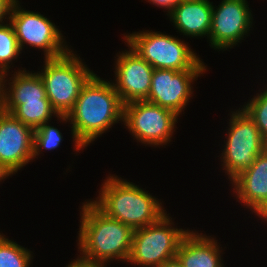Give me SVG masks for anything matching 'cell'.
<instances>
[{
    "label": "cell",
    "instance_id": "cell-10",
    "mask_svg": "<svg viewBox=\"0 0 267 267\" xmlns=\"http://www.w3.org/2000/svg\"><path fill=\"white\" fill-rule=\"evenodd\" d=\"M252 24L253 14L247 0H222L218 7L212 5L210 47L219 51L234 48L245 40Z\"/></svg>",
    "mask_w": 267,
    "mask_h": 267
},
{
    "label": "cell",
    "instance_id": "cell-13",
    "mask_svg": "<svg viewBox=\"0 0 267 267\" xmlns=\"http://www.w3.org/2000/svg\"><path fill=\"white\" fill-rule=\"evenodd\" d=\"M116 54L115 79L112 81L123 105L146 100L154 68L129 46Z\"/></svg>",
    "mask_w": 267,
    "mask_h": 267
},
{
    "label": "cell",
    "instance_id": "cell-21",
    "mask_svg": "<svg viewBox=\"0 0 267 267\" xmlns=\"http://www.w3.org/2000/svg\"><path fill=\"white\" fill-rule=\"evenodd\" d=\"M263 91V92H262ZM249 99L242 109L258 127L261 136L267 142V87Z\"/></svg>",
    "mask_w": 267,
    "mask_h": 267
},
{
    "label": "cell",
    "instance_id": "cell-6",
    "mask_svg": "<svg viewBox=\"0 0 267 267\" xmlns=\"http://www.w3.org/2000/svg\"><path fill=\"white\" fill-rule=\"evenodd\" d=\"M226 140L222 145L221 166L225 175L232 181L242 171L249 168L256 157L267 148L258 127L240 107L230 112Z\"/></svg>",
    "mask_w": 267,
    "mask_h": 267
},
{
    "label": "cell",
    "instance_id": "cell-16",
    "mask_svg": "<svg viewBox=\"0 0 267 267\" xmlns=\"http://www.w3.org/2000/svg\"><path fill=\"white\" fill-rule=\"evenodd\" d=\"M212 5L210 0L182 1L168 15L170 22L173 23L180 35L209 38Z\"/></svg>",
    "mask_w": 267,
    "mask_h": 267
},
{
    "label": "cell",
    "instance_id": "cell-18",
    "mask_svg": "<svg viewBox=\"0 0 267 267\" xmlns=\"http://www.w3.org/2000/svg\"><path fill=\"white\" fill-rule=\"evenodd\" d=\"M3 111L12 114L16 119L33 129L46 122H51L52 116L55 118L59 116L49 99L4 101Z\"/></svg>",
    "mask_w": 267,
    "mask_h": 267
},
{
    "label": "cell",
    "instance_id": "cell-14",
    "mask_svg": "<svg viewBox=\"0 0 267 267\" xmlns=\"http://www.w3.org/2000/svg\"><path fill=\"white\" fill-rule=\"evenodd\" d=\"M230 184L233 187V195L235 194L241 206L245 205L248 211L250 209L267 223V148Z\"/></svg>",
    "mask_w": 267,
    "mask_h": 267
},
{
    "label": "cell",
    "instance_id": "cell-27",
    "mask_svg": "<svg viewBox=\"0 0 267 267\" xmlns=\"http://www.w3.org/2000/svg\"><path fill=\"white\" fill-rule=\"evenodd\" d=\"M6 73L0 71V97H4Z\"/></svg>",
    "mask_w": 267,
    "mask_h": 267
},
{
    "label": "cell",
    "instance_id": "cell-12",
    "mask_svg": "<svg viewBox=\"0 0 267 267\" xmlns=\"http://www.w3.org/2000/svg\"><path fill=\"white\" fill-rule=\"evenodd\" d=\"M34 129L0 111V169L9 177L33 161Z\"/></svg>",
    "mask_w": 267,
    "mask_h": 267
},
{
    "label": "cell",
    "instance_id": "cell-11",
    "mask_svg": "<svg viewBox=\"0 0 267 267\" xmlns=\"http://www.w3.org/2000/svg\"><path fill=\"white\" fill-rule=\"evenodd\" d=\"M207 70L154 69L151 89L145 101L171 110L178 116L193 97V82ZM197 78V79H196Z\"/></svg>",
    "mask_w": 267,
    "mask_h": 267
},
{
    "label": "cell",
    "instance_id": "cell-25",
    "mask_svg": "<svg viewBox=\"0 0 267 267\" xmlns=\"http://www.w3.org/2000/svg\"><path fill=\"white\" fill-rule=\"evenodd\" d=\"M66 267H105V266L100 265V264L84 263L76 258V259H73V261H71L68 265H66Z\"/></svg>",
    "mask_w": 267,
    "mask_h": 267
},
{
    "label": "cell",
    "instance_id": "cell-24",
    "mask_svg": "<svg viewBox=\"0 0 267 267\" xmlns=\"http://www.w3.org/2000/svg\"><path fill=\"white\" fill-rule=\"evenodd\" d=\"M15 0H0V24L9 21L11 7Z\"/></svg>",
    "mask_w": 267,
    "mask_h": 267
},
{
    "label": "cell",
    "instance_id": "cell-28",
    "mask_svg": "<svg viewBox=\"0 0 267 267\" xmlns=\"http://www.w3.org/2000/svg\"><path fill=\"white\" fill-rule=\"evenodd\" d=\"M8 178V176L0 169V183L2 182V180H6Z\"/></svg>",
    "mask_w": 267,
    "mask_h": 267
},
{
    "label": "cell",
    "instance_id": "cell-1",
    "mask_svg": "<svg viewBox=\"0 0 267 267\" xmlns=\"http://www.w3.org/2000/svg\"><path fill=\"white\" fill-rule=\"evenodd\" d=\"M57 120L70 123L73 149L78 153L115 123L123 122V104L113 83L94 74L82 87L73 109Z\"/></svg>",
    "mask_w": 267,
    "mask_h": 267
},
{
    "label": "cell",
    "instance_id": "cell-26",
    "mask_svg": "<svg viewBox=\"0 0 267 267\" xmlns=\"http://www.w3.org/2000/svg\"><path fill=\"white\" fill-rule=\"evenodd\" d=\"M160 267H183L177 257L166 260Z\"/></svg>",
    "mask_w": 267,
    "mask_h": 267
},
{
    "label": "cell",
    "instance_id": "cell-7",
    "mask_svg": "<svg viewBox=\"0 0 267 267\" xmlns=\"http://www.w3.org/2000/svg\"><path fill=\"white\" fill-rule=\"evenodd\" d=\"M169 214L157 222L134 230L127 263L138 267H160L176 257L180 242L190 229L174 227Z\"/></svg>",
    "mask_w": 267,
    "mask_h": 267
},
{
    "label": "cell",
    "instance_id": "cell-23",
    "mask_svg": "<svg viewBox=\"0 0 267 267\" xmlns=\"http://www.w3.org/2000/svg\"><path fill=\"white\" fill-rule=\"evenodd\" d=\"M149 3L155 5L159 8H164L167 10V16L172 12V10L179 5L182 1L181 0H147Z\"/></svg>",
    "mask_w": 267,
    "mask_h": 267
},
{
    "label": "cell",
    "instance_id": "cell-22",
    "mask_svg": "<svg viewBox=\"0 0 267 267\" xmlns=\"http://www.w3.org/2000/svg\"><path fill=\"white\" fill-rule=\"evenodd\" d=\"M62 139L61 131L51 124L49 125V122L34 129L33 160L39 157L43 149L51 151L58 148Z\"/></svg>",
    "mask_w": 267,
    "mask_h": 267
},
{
    "label": "cell",
    "instance_id": "cell-5",
    "mask_svg": "<svg viewBox=\"0 0 267 267\" xmlns=\"http://www.w3.org/2000/svg\"><path fill=\"white\" fill-rule=\"evenodd\" d=\"M123 39L127 46L154 69L207 70V65L199 55L178 36L143 30L124 34Z\"/></svg>",
    "mask_w": 267,
    "mask_h": 267
},
{
    "label": "cell",
    "instance_id": "cell-30",
    "mask_svg": "<svg viewBox=\"0 0 267 267\" xmlns=\"http://www.w3.org/2000/svg\"><path fill=\"white\" fill-rule=\"evenodd\" d=\"M181 1H188V2H190V1H196V0H181Z\"/></svg>",
    "mask_w": 267,
    "mask_h": 267
},
{
    "label": "cell",
    "instance_id": "cell-29",
    "mask_svg": "<svg viewBox=\"0 0 267 267\" xmlns=\"http://www.w3.org/2000/svg\"><path fill=\"white\" fill-rule=\"evenodd\" d=\"M3 106H4V97H0V111L3 110Z\"/></svg>",
    "mask_w": 267,
    "mask_h": 267
},
{
    "label": "cell",
    "instance_id": "cell-3",
    "mask_svg": "<svg viewBox=\"0 0 267 267\" xmlns=\"http://www.w3.org/2000/svg\"><path fill=\"white\" fill-rule=\"evenodd\" d=\"M139 185L117 175H107L99 195L91 201L107 216L134 230L157 222L167 213L162 202Z\"/></svg>",
    "mask_w": 267,
    "mask_h": 267
},
{
    "label": "cell",
    "instance_id": "cell-19",
    "mask_svg": "<svg viewBox=\"0 0 267 267\" xmlns=\"http://www.w3.org/2000/svg\"><path fill=\"white\" fill-rule=\"evenodd\" d=\"M33 251L0 234V267H29Z\"/></svg>",
    "mask_w": 267,
    "mask_h": 267
},
{
    "label": "cell",
    "instance_id": "cell-9",
    "mask_svg": "<svg viewBox=\"0 0 267 267\" xmlns=\"http://www.w3.org/2000/svg\"><path fill=\"white\" fill-rule=\"evenodd\" d=\"M178 117L171 110L148 101H133L123 105L122 124L136 141L160 148L171 142Z\"/></svg>",
    "mask_w": 267,
    "mask_h": 267
},
{
    "label": "cell",
    "instance_id": "cell-4",
    "mask_svg": "<svg viewBox=\"0 0 267 267\" xmlns=\"http://www.w3.org/2000/svg\"><path fill=\"white\" fill-rule=\"evenodd\" d=\"M78 56L72 49L57 58H44L43 68L37 71L58 115H67L73 109L82 87L95 74Z\"/></svg>",
    "mask_w": 267,
    "mask_h": 267
},
{
    "label": "cell",
    "instance_id": "cell-20",
    "mask_svg": "<svg viewBox=\"0 0 267 267\" xmlns=\"http://www.w3.org/2000/svg\"><path fill=\"white\" fill-rule=\"evenodd\" d=\"M17 37L10 22L0 24V71L10 76L11 65L21 54ZM10 64V65H9Z\"/></svg>",
    "mask_w": 267,
    "mask_h": 267
},
{
    "label": "cell",
    "instance_id": "cell-8",
    "mask_svg": "<svg viewBox=\"0 0 267 267\" xmlns=\"http://www.w3.org/2000/svg\"><path fill=\"white\" fill-rule=\"evenodd\" d=\"M20 4L19 0L13 3L9 22L21 52L26 44L38 50L42 49L44 58L48 59L63 56L71 50L55 23L40 12L25 10Z\"/></svg>",
    "mask_w": 267,
    "mask_h": 267
},
{
    "label": "cell",
    "instance_id": "cell-2",
    "mask_svg": "<svg viewBox=\"0 0 267 267\" xmlns=\"http://www.w3.org/2000/svg\"><path fill=\"white\" fill-rule=\"evenodd\" d=\"M82 204L77 240L80 255L77 259L105 267L111 261L127 263L134 229L107 216L91 199H86Z\"/></svg>",
    "mask_w": 267,
    "mask_h": 267
},
{
    "label": "cell",
    "instance_id": "cell-17",
    "mask_svg": "<svg viewBox=\"0 0 267 267\" xmlns=\"http://www.w3.org/2000/svg\"><path fill=\"white\" fill-rule=\"evenodd\" d=\"M11 76L9 77L6 74L5 77L4 101L48 99L44 82L38 72L33 73L32 71H27L26 68H18Z\"/></svg>",
    "mask_w": 267,
    "mask_h": 267
},
{
    "label": "cell",
    "instance_id": "cell-15",
    "mask_svg": "<svg viewBox=\"0 0 267 267\" xmlns=\"http://www.w3.org/2000/svg\"><path fill=\"white\" fill-rule=\"evenodd\" d=\"M217 241L212 235L191 229L180 242L176 257L183 267H225L223 249Z\"/></svg>",
    "mask_w": 267,
    "mask_h": 267
}]
</instances>
